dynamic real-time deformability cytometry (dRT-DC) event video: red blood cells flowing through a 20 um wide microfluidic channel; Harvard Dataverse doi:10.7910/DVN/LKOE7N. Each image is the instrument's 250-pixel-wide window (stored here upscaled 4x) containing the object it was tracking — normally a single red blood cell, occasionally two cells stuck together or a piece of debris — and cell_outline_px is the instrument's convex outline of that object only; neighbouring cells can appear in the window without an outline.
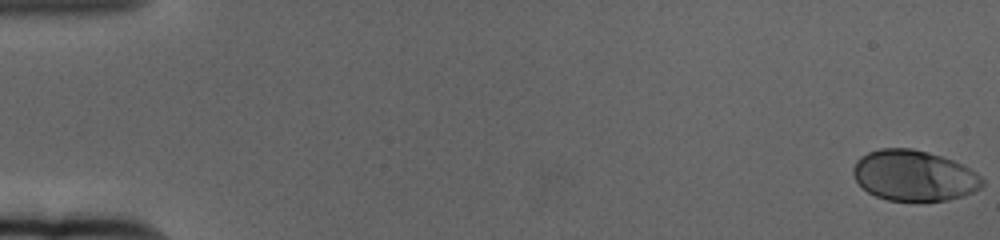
{"species": "human", "species_latin": "Homo sapiens", "temperature_condition": "cold", "stored_images_in_passage": 62, "camera_frame_rate_fps": 3000, "um_per_image_px": 0.085, "donor": {"sex": "female"}, "frame": {"image": 1, "passage_image": 1, "time_ms": 0.0, "image_size_px": [1000, 240], "cell_outline_px": [[984, 184], [980, 188], [964, 196], [948, 200], [888, 200], [876, 196], [868, 192], [856, 180], [852, 172], [852, 168], [856, 160], [860, 156], [868, 152], [880, 148], [912, 148], [928, 152], [964, 164], [976, 172], [984, 180]], "centroid_in_image_um": [77.69, 14.91], "position_along_channel_um": 7.3, "area_um2": 38.15}}
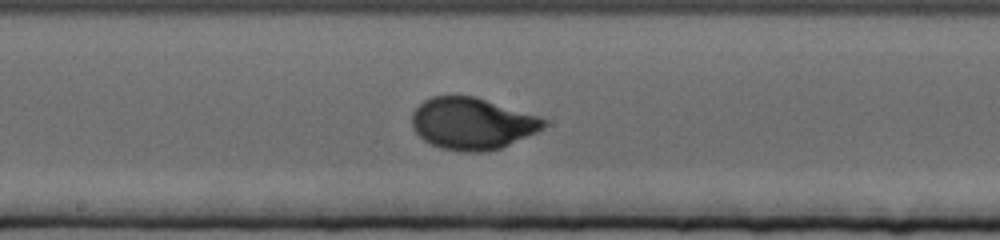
{"frame": {"image": 2, "passage_image": 34, "time_ms": 11.0, "image_size_px": [1000, 240], "cell_outline_px": [[548, 124], [544, 128], [536, 132], [500, 148], [488, 152], [460, 152], [440, 148], [424, 140], [412, 128], [412, 112], [424, 100], [432, 96], [476, 96], [540, 116], [548, 120]], "centroid_in_image_um": [40.15, 10.5], "position_along_channel_um": 208.0, "area_um2": 40.06}}
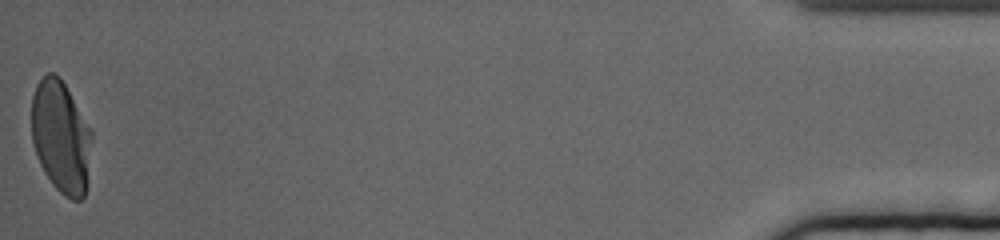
{"frame": {"image": 3, "passage_image": 62, "time_ms": 20.333, "image_size_px": [1000, 240], "cell_outline_px": [[92, 136], [84, 196], [80, 200], [72, 200], [64, 196], [52, 184], [44, 172], [36, 156], [32, 140], [32, 96], [36, 84], [48, 72], [52, 72], [60, 76], [92, 128]], "centroid_in_image_um": [5.17, 11.6], "position_along_channel_um": 430.0, "area_um2": 39.54}, "authors_computed_cell_mechanics": {"area_um2": 38.3503, "velocity_mm_per_s": 3.3204, "shape_relaxation_time_tau1_ms": 3.5534, "shape_relaxation_time_tau2_ms": null, "deformation_change_tau1": 0.1805, "deformation_change_tau2": null}}